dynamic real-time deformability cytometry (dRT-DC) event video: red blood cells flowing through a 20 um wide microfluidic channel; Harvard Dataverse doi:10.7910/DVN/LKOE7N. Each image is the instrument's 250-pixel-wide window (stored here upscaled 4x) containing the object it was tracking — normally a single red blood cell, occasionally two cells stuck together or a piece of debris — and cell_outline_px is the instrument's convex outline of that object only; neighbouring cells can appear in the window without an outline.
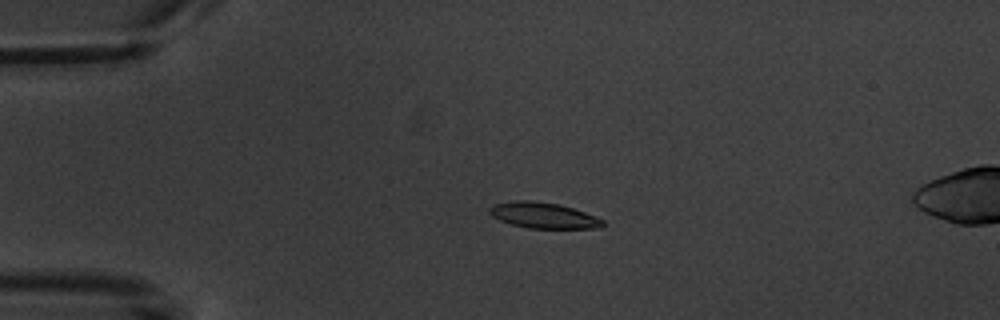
{"species": "common noctule bat (a hibernating species)", "species_latin": "Nyctalus noctula", "temperature_condition": "warm", "stored_images_in_passage": 5, "camera_frame_rate_fps": 3000, "um_per_image_px": 0.085, "animal": {"sex": "male", "body_mass_g": 20.1, "forearm_length_mm": 53.5}, "frame": {"image": 1, "passage_image": 3, "time_ms": 3.333, "image_size_px": [1000, 320], "cell_outline_px": [[604, 224], [600, 228], [528, 228], [512, 224], [500, 220], [492, 216], [488, 212], [488, 208], [492, 204], [516, 200], [528, 200], [560, 204], [596, 216], [604, 220]], "centroid_in_image_um": [46.17, 18.3], "position_along_channel_um": 38.8, "area_um2": 17.05}}